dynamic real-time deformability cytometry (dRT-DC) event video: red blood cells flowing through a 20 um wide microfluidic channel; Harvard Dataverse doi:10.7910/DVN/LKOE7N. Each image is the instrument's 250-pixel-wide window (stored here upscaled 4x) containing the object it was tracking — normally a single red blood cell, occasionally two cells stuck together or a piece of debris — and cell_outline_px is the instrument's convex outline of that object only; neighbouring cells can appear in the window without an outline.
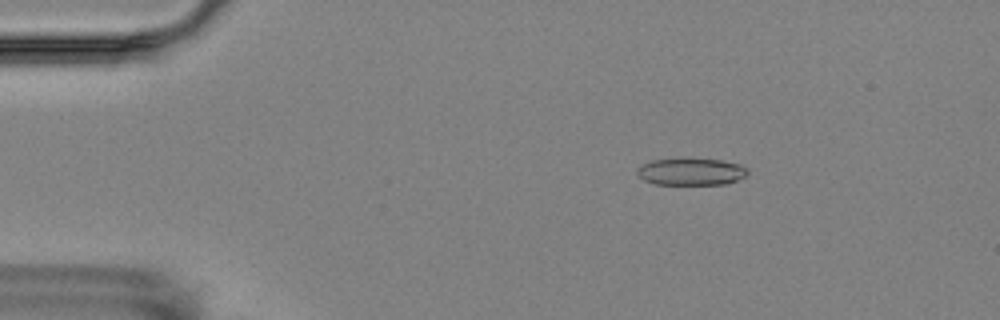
{"species": "Egyptian fruit bat (a non-hibernating species)", "species_latin": "Rousettus aegyptiacus", "temperature_condition": "room temperature", "stored_images_in_passage": 4, "camera_frame_rate_fps": 3000, "um_per_image_px": 0.085, "animal": {"sex": "female"}, "frame": {"image": 1, "passage_image": 1, "time_ms": 0.0, "image_size_px": [1000, 320], "cell_outline_px": [[748, 172], [744, 176], [728, 184], [656, 184], [644, 180], [636, 172], [636, 168], [652, 160], [720, 160], [740, 164], [748, 168]], "centroid_in_image_um": [58.76, 14.61], "position_along_channel_um": 26.2, "area_um2": 16.94}}